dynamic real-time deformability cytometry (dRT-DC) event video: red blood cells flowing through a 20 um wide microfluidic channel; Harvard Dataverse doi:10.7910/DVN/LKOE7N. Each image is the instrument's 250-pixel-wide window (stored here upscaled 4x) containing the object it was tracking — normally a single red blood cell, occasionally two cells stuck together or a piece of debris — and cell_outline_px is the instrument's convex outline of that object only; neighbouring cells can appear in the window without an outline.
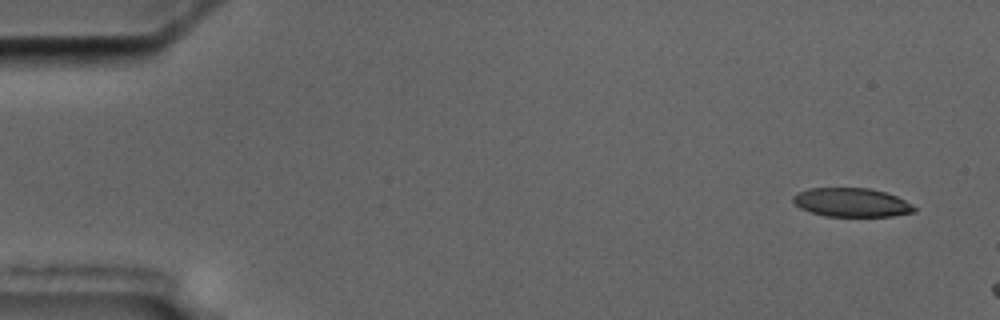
{"species": "common noctule bat (a hibernating species)", "species_latin": "Nyctalus noctula", "temperature_condition": "cold", "stored_images_in_passage": 2, "camera_frame_rate_fps": 3000, "um_per_image_px": 0.085, "animal": {"sex": "male", "body_mass_g": 17.5, "forearm_length_mm": 52.3}, "frame": {"image": 1, "passage_image": 1, "time_ms": 0.0, "image_size_px": [1000, 320], "cell_outline_px": [[916, 212], [892, 216], [824, 216], [808, 212], [800, 208], [792, 200], [792, 196], [808, 188], [868, 188], [884, 192], [896, 196], [912, 204], [916, 208]], "centroid_in_image_um": [72.37, 17.21], "position_along_channel_um": 12.6, "area_um2": 20.35}}